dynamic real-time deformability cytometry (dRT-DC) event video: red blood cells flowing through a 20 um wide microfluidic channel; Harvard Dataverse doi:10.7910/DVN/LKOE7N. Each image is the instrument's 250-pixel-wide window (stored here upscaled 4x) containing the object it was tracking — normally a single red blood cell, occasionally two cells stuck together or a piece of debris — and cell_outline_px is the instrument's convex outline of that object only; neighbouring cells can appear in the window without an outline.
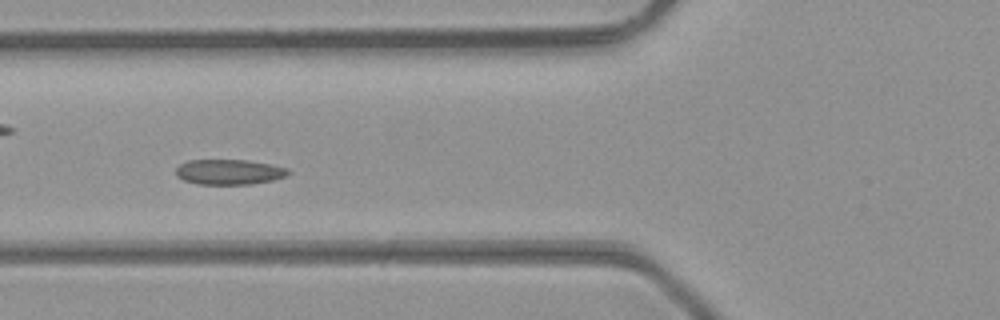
{"species": "common noctule bat (a hibernating species)", "species_latin": "Nyctalus noctula", "temperature_condition": "room temperature", "stored_images_in_passage": 47, "camera_frame_rate_fps": 3000, "um_per_image_px": 0.085, "animal": {"sex": "male", "body_mass_g": 23.1, "forearm_length_mm": 52.7}, "frame": {"image": 1, "passage_image": 16, "time_ms": 5.0, "image_size_px": [1000, 320], "cell_outline_px": [[292, 172], [284, 176], [272, 180], [252, 184], [196, 184], [184, 180], [176, 176], [176, 168], [180, 164], [188, 160], [248, 160], [272, 164], [288, 168]], "centroid_in_image_um": [19.48, 14.61], "position_along_channel_um": 106.3, "area_um2": 16.59}}
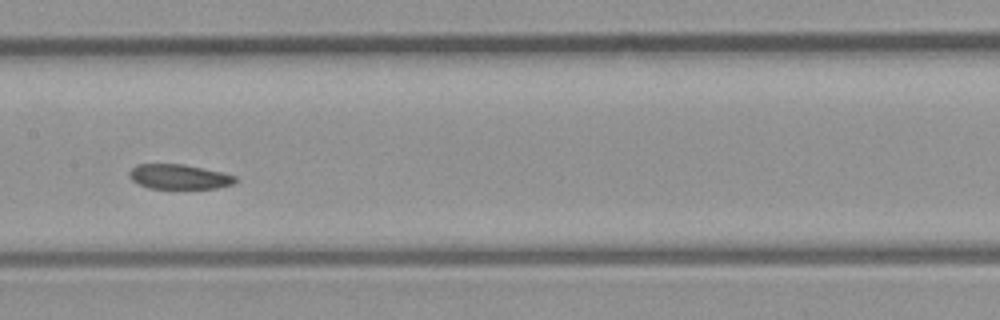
{"frame": {"image": 2, "passage_image": 22, "time_ms": 7.0, "image_size_px": [1000, 320], "cell_outline_px": [[236, 180], [232, 184], [216, 188], [148, 188], [132, 180], [128, 176], [128, 172], [136, 164], [184, 164], [220, 172], [236, 176]], "centroid_in_image_um": [15.17, 15.01], "position_along_channel_um": 192.2, "area_um2": 15.14}}
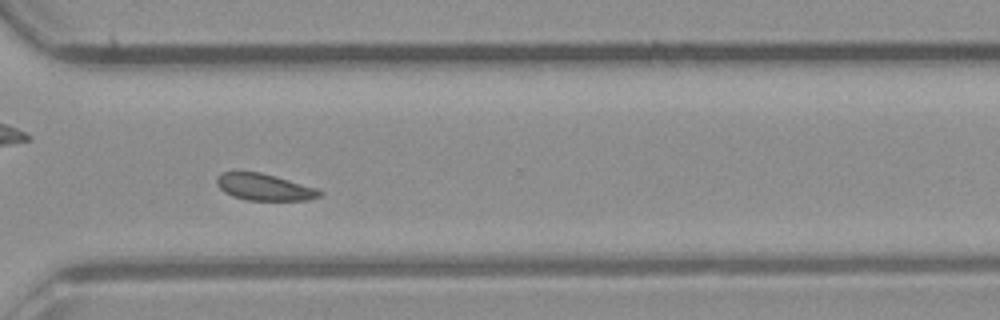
{"frame": {"image": 3, "passage_image": 33, "time_ms": 10.667, "image_size_px": [1000, 320], "cell_outline_px": [[324, 192], [320, 196], [308, 200], [248, 200], [232, 196], [224, 192], [216, 184], [216, 176], [224, 172], [260, 172], [276, 176], [316, 188]], "centroid_in_image_um": [22.46, 15.9], "position_along_channel_um": 348.1, "area_um2": 15.95}}